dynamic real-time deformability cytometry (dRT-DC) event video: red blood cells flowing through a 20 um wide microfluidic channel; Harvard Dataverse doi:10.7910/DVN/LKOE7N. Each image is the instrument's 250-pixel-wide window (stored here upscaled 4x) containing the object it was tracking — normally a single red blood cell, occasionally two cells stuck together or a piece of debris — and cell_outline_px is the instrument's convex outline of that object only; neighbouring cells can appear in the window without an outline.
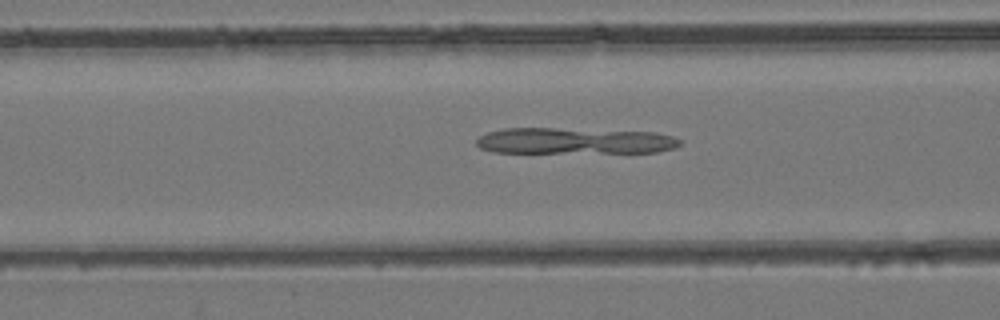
{"species": "common noctule bat (a hibernating species)", "species_latin": "Nyctalus noctula", "temperature_condition": "room temperature", "stored_images_in_passage": 51, "camera_frame_rate_fps": 3000, "um_per_image_px": 0.085, "animal": {"sex": "female", "body_mass_g": 24.6, "forearm_length_mm": 56.2}, "frame": {"image": 1, "passage_image": 22, "time_ms": 7.0, "image_size_px": [1000, 320], "cell_outline_px": [[684, 144], [676, 148], [656, 152], [492, 152], [480, 148], [476, 144], [476, 140], [480, 136], [488, 132], [504, 128], [552, 128], [656, 132], [672, 136], [680, 140]], "centroid_in_image_um": [48.86, 11.97], "position_along_channel_um": 117.7, "area_um2": 31.04}}
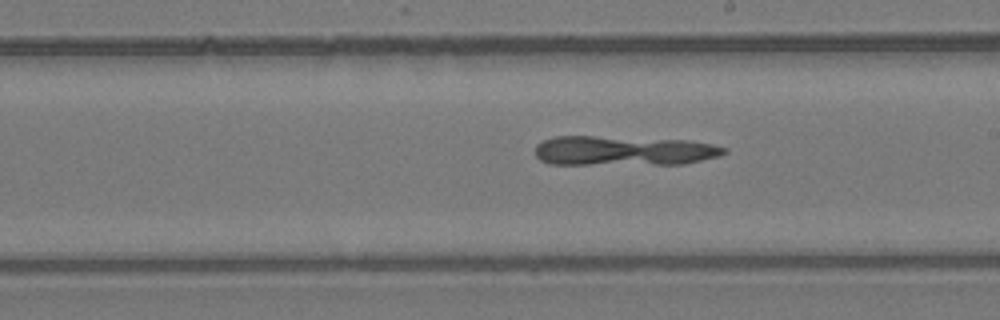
{"frame": {"image": 2, "passage_image": 31, "time_ms": 10.0, "image_size_px": [1000, 320], "cell_outline_px": [[728, 152], [720, 156], [684, 164], [548, 164], [540, 160], [536, 156], [536, 144], [544, 140], [556, 136], [592, 136], [688, 140], [712, 144], [728, 148]], "centroid_in_image_um": [53.03, 12.81], "position_along_channel_um": 236.0, "area_um2": 32.83}}
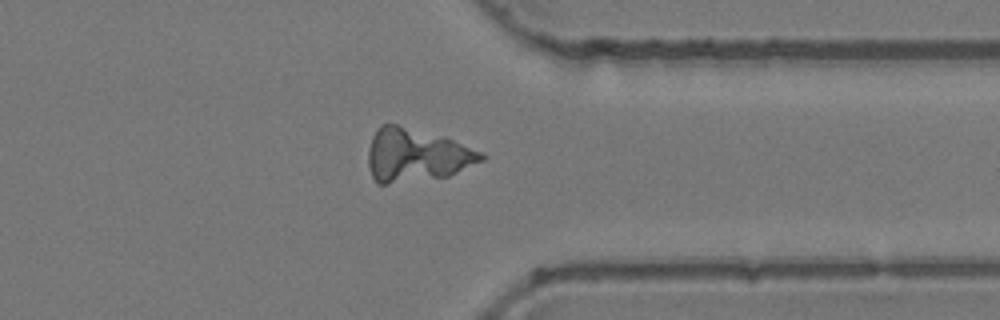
{"frame": {"image": 3, "passage_image": 42, "time_ms": 13.667, "image_size_px": [1000, 320], "cell_outline_px": [[484, 160], [448, 176], [384, 184], [376, 184], [372, 176], [368, 164], [368, 148], [372, 136], [376, 128], [380, 124], [396, 124], [444, 136], [484, 152]], "centroid_in_image_um": [35.37, 13.17], "position_along_channel_um": 376.0, "area_um2": 35.08}}